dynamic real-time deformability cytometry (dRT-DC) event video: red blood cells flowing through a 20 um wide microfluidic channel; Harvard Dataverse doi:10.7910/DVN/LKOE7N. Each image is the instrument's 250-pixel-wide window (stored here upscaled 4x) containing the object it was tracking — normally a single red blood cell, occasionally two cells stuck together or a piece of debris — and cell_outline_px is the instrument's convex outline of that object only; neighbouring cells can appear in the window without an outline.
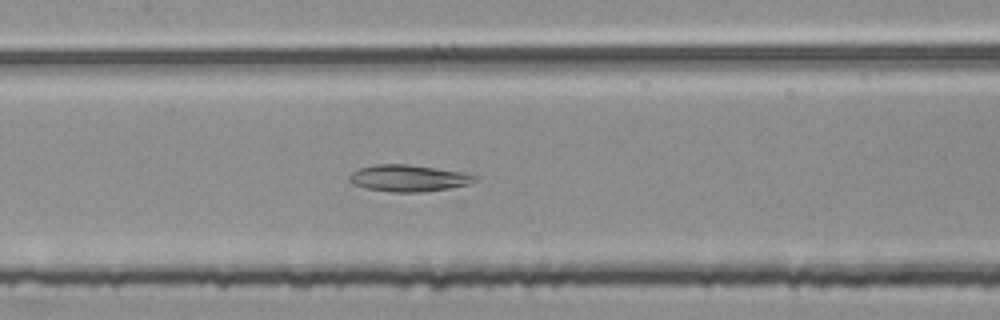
{"species": "common noctule bat (a hibernating species)", "species_latin": "Nyctalus noctula", "temperature_condition": "room temperature", "stored_images_in_passage": 55, "camera_frame_rate_fps": 3000, "um_per_image_px": 0.085, "animal": {"sex": "female", "body_mass_g": 25.1}, "frame": {"image": 1, "passage_image": 26, "time_ms": 8.333, "image_size_px": [1000, 320], "cell_outline_px": [[480, 176], [476, 180], [468, 184], [452, 188], [420, 192], [392, 192], [364, 188], [352, 184], [348, 180], [348, 176], [352, 172], [360, 168], [376, 164], [408, 164], [436, 168], [460, 172]], "centroid_in_image_um": [34.7, 15.15], "position_along_channel_um": 172.7, "area_um2": 19.59}}
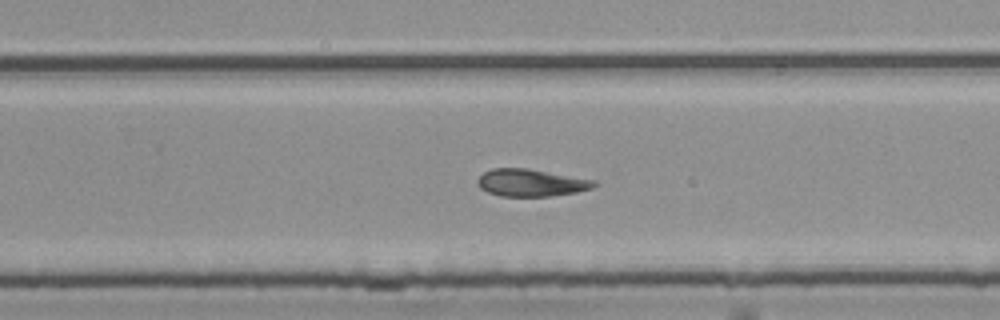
{"frame": {"image": 2, "passage_image": 35, "time_ms": 11.333, "image_size_px": [1000, 320], "cell_outline_px": [[596, 184], [592, 188], [576, 192], [548, 196], [500, 196], [488, 192], [480, 188], [476, 184], [476, 180], [484, 172], [492, 168], [528, 168], [596, 180]], "centroid_in_image_um": [45.11, 15.52], "position_along_channel_um": 284.7, "area_um2": 18.55}}
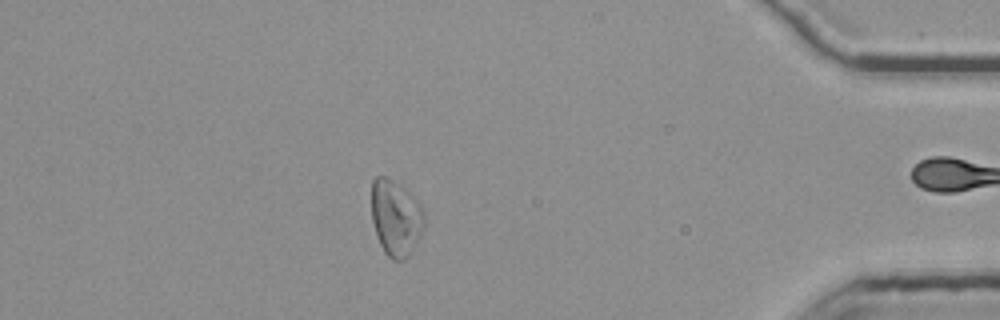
{"frame": {"image": 3, "passage_image": 48, "time_ms": 15.667, "image_size_px": [1000, 320], "cell_outline_px": [[424, 228], [420, 236], [408, 256], [404, 260], [392, 260], [384, 252], [376, 236], [372, 220], [372, 180], [376, 176], [388, 176], [404, 188], [420, 204], [424, 212]], "centroid_in_image_um": [33.63, 18.51], "position_along_channel_um": 401.6, "area_um2": 23.41}}